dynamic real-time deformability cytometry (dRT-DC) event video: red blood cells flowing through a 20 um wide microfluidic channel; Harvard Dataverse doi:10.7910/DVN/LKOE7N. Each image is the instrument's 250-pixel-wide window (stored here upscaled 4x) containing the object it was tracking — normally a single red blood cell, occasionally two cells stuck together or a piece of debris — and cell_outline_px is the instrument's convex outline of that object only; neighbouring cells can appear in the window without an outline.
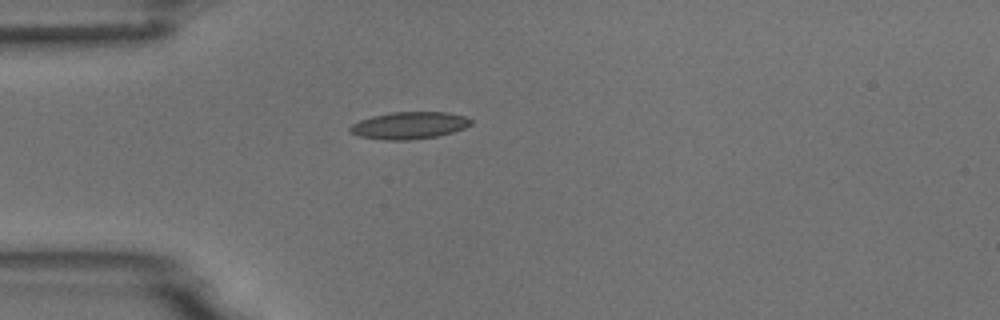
{"species": "common noctule bat (a hibernating species)", "species_latin": "Nyctalus noctula", "temperature_condition": "room temperature", "stored_images_in_passage": 1, "camera_frame_rate_fps": 3000, "um_per_image_px": 0.085, "animal": {"sex": "male", "body_mass_g": 18.8}, "frame": {"image": 1, "passage_image": 1, "time_ms": 0.0, "image_size_px": [1000, 320], "cell_outline_px": [[472, 124], [464, 128], [452, 132], [436, 136], [408, 140], [384, 140], [360, 136], [352, 132], [348, 128], [352, 124], [360, 120], [372, 116], [392, 112], [448, 112], [464, 116], [472, 120]], "centroid_in_image_um": [34.79, 10.65], "position_along_channel_um": 50.2, "area_um2": 18.96}}